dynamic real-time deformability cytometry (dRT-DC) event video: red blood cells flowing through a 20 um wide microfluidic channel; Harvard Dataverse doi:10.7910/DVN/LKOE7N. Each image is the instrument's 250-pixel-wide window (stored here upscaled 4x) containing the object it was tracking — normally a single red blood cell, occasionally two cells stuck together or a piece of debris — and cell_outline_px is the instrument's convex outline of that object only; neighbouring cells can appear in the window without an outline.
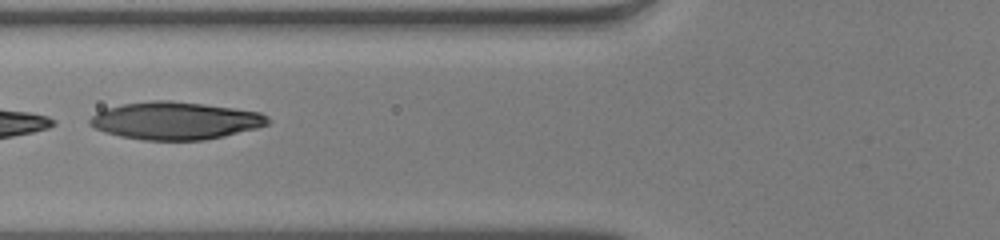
{"species": "human", "species_latin": "Homo sapiens", "temperature_condition": "warm", "stored_images_in_passage": 9, "camera_frame_rate_fps": 3000, "um_per_image_px": 0.085, "donor": {"sex": "male"}, "frame": {"image": 1, "passage_image": 6, "time_ms": 1.667, "image_size_px": [1000, 240], "cell_outline_px": [[272, 120], [268, 124], [256, 128], [224, 136], [204, 140], [144, 140], [120, 136], [104, 132], [88, 124], [88, 120], [96, 112], [104, 108], [124, 104], [152, 100], [168, 100], [204, 104], [260, 112], [268, 116]], "centroid_in_image_um": [14.89, 10.26], "position_along_channel_um": 110.9, "area_um2": 39.02}}